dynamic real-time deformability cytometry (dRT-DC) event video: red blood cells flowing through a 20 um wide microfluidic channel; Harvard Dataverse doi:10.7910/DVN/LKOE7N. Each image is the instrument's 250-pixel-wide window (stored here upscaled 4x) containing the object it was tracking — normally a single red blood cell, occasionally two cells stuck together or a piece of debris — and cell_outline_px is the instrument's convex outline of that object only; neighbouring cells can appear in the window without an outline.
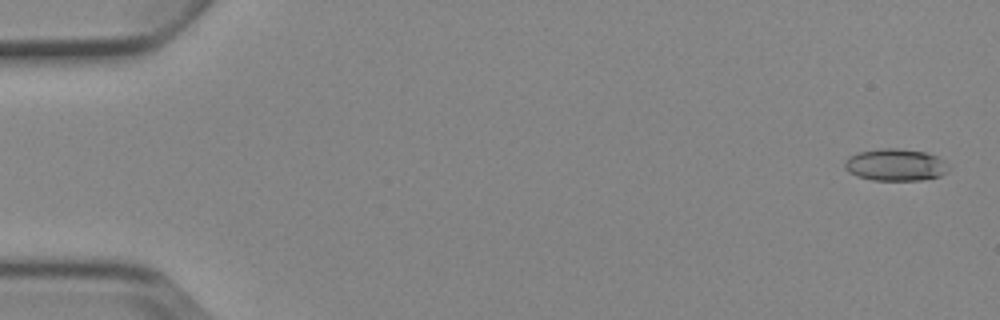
{"species": "Egyptian fruit bat (a non-hibernating species)", "species_latin": "Rousettus aegyptiacus", "temperature_condition": "cold", "stored_images_in_passage": 5, "camera_frame_rate_fps": 3000, "um_per_image_px": 0.085, "animal": {"sex": "female"}, "frame": {"image": 1, "passage_image": 1, "time_ms": 0.0, "image_size_px": [1000, 320], "cell_outline_px": [[948, 168], [940, 176], [920, 180], [872, 180], [856, 176], [848, 172], [844, 168], [844, 164], [848, 156], [860, 152], [880, 148], [896, 148], [924, 152], [936, 156], [944, 160]], "centroid_in_image_um": [76.06, 14.01], "position_along_channel_um": 8.9, "area_um2": 19.31}}
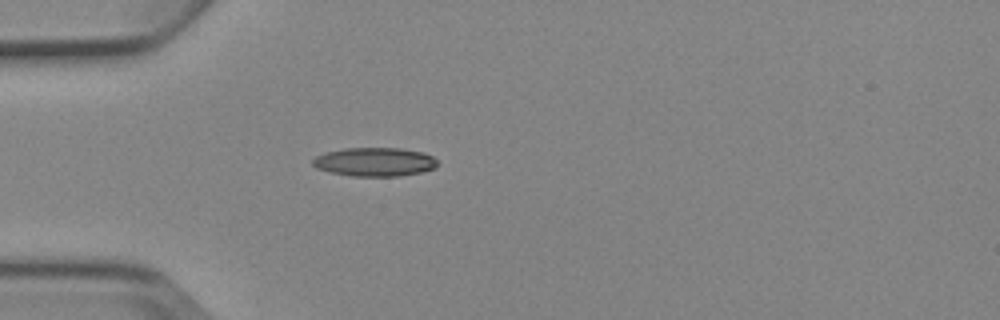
{"frame": {"image": 2, "passage_image": 5, "time_ms": 4.667, "image_size_px": [1000, 320], "cell_outline_px": [[440, 164], [436, 168], [420, 172], [400, 176], [352, 176], [332, 172], [316, 168], [312, 164], [312, 160], [316, 156], [328, 152], [344, 148], [400, 148], [424, 152], [432, 156]], "centroid_in_image_um": [31.89, 13.76], "position_along_channel_um": 53.1, "area_um2": 20.92}}